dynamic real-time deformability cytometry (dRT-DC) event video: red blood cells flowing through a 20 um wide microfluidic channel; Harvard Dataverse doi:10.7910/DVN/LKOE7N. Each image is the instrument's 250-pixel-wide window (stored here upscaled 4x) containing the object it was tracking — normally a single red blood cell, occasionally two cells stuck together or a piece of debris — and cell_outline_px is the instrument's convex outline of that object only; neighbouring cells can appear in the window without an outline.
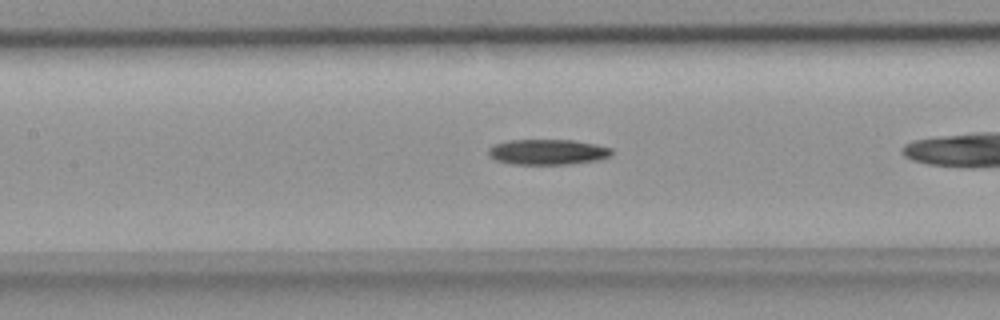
{"species": "common noctule bat (a hibernating species)", "species_latin": "Nyctalus noctula", "temperature_condition": "room temperature", "stored_images_in_passage": 24, "camera_frame_rate_fps": 3000, "um_per_image_px": 0.085, "animal": {"sex": "female", "body_mass_g": 18.4}, "frame": {"image": 1, "passage_image": 8, "time_ms": 2.333, "image_size_px": [1000, 320], "cell_outline_px": [[612, 156], [600, 160], [572, 164], [512, 164], [496, 160], [488, 156], [488, 148], [496, 144], [508, 140], [572, 140], [596, 144], [612, 148]], "centroid_in_image_um": [46.58, 12.92], "position_along_channel_um": 160.8, "area_um2": 18.44}}
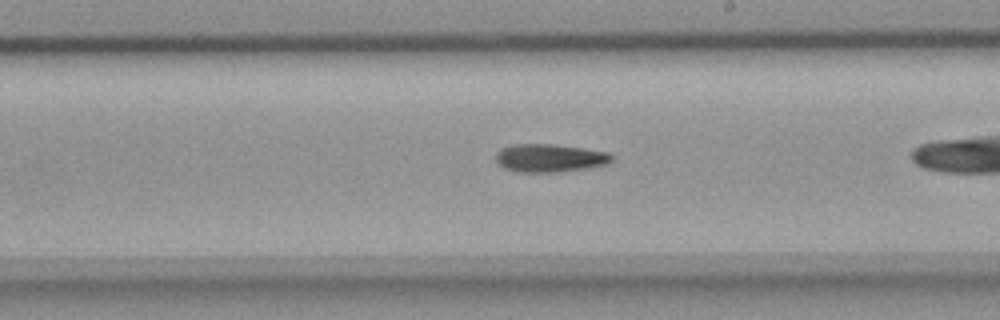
{"frame": {"image": 2, "passage_image": 14, "time_ms": 4.333, "image_size_px": [1000, 320], "cell_outline_px": [[612, 160], [608, 164], [588, 168], [556, 172], [520, 172], [504, 168], [496, 160], [496, 152], [512, 144], [552, 144], [608, 152], [612, 156]], "centroid_in_image_um": [46.73, 13.43], "position_along_channel_um": 242.3, "area_um2": 18.79}}
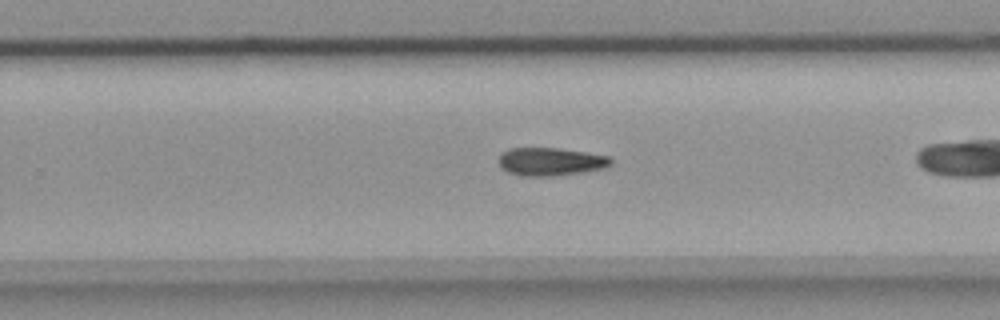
{"frame": {"image": 3, "passage_image": 17, "time_ms": 5.333, "image_size_px": [1000, 320], "cell_outline_px": [[612, 164], [608, 168], [584, 172], [556, 176], [520, 176], [508, 172], [500, 168], [496, 160], [500, 152], [508, 148], [560, 148], [608, 156], [612, 160]], "centroid_in_image_um": [46.75, 13.74], "position_along_channel_um": 283.0, "area_um2": 18.84}}